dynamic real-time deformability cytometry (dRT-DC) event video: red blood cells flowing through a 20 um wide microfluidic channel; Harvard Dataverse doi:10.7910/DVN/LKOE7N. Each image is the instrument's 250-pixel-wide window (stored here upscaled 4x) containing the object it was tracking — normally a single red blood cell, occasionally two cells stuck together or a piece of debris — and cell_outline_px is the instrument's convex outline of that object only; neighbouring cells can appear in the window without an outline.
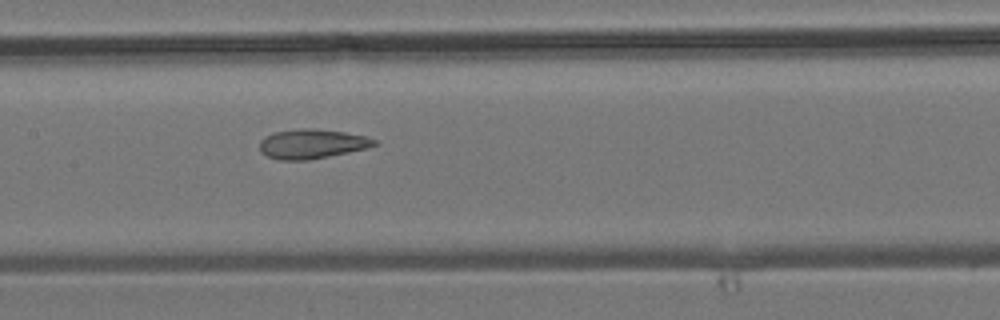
{"species": "common noctule bat (a hibernating species)", "species_latin": "Nyctalus noctula", "temperature_condition": "room temperature", "stored_images_in_passage": 5, "camera_frame_rate_fps": 3000, "um_per_image_px": 0.085, "animal": {"sex": "male", "body_mass_g": 19.2, "forearm_length_mm": 51.8}, "frame": {"image": 1, "passage_image": 5, "time_ms": 4.667, "image_size_px": [1000, 320], "cell_outline_px": [[380, 144], [368, 148], [328, 156], [304, 160], [280, 160], [268, 156], [260, 152], [260, 140], [264, 136], [276, 132], [300, 128], [308, 128], [344, 132], [368, 136], [376, 140]], "centroid_in_image_um": [26.54, 12.22], "position_along_channel_um": 180.9, "area_um2": 19.65}}